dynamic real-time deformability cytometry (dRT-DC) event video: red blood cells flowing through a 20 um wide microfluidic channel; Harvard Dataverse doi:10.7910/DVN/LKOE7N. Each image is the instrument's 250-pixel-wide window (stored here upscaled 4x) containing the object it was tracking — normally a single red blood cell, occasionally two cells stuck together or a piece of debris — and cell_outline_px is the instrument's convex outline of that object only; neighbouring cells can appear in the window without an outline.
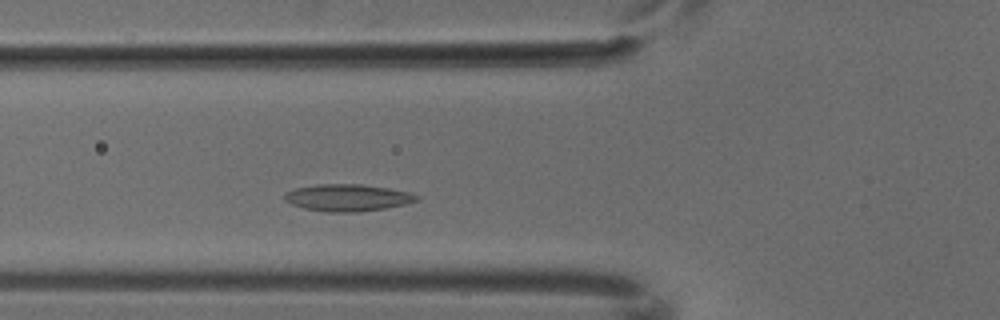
{"species": "common noctule bat (a hibernating species)", "species_latin": "Nyctalus noctula", "temperature_condition": "cold", "stored_images_in_passage": 6, "camera_frame_rate_fps": 3000, "um_per_image_px": 0.085, "animal": {"sex": "male", "body_mass_g": 18.8}, "frame": {"image": 1, "passage_image": 6, "time_ms": 1.667, "image_size_px": [1000, 320], "cell_outline_px": [[420, 200], [388, 208], [356, 212], [328, 212], [304, 208], [292, 204], [284, 200], [284, 196], [288, 192], [296, 188], [320, 184], [360, 184], [388, 188], [408, 192], [420, 196]], "centroid_in_image_um": [29.58, 16.81], "position_along_channel_um": 96.2, "area_um2": 20.63}}